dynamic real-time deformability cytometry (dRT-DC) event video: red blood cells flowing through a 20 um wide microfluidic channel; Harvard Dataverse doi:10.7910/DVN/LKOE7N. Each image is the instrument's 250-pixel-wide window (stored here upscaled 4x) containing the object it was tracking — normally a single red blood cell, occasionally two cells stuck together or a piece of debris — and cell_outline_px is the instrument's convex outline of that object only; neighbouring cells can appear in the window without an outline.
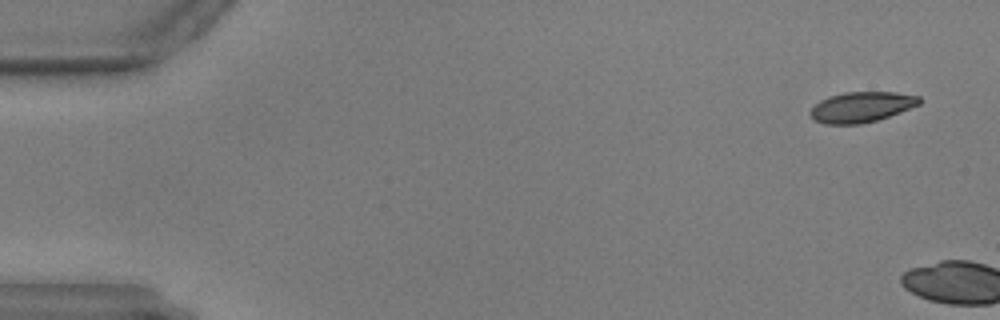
{"species": "common noctule bat (a hibernating species)", "species_latin": "Nyctalus noctula", "temperature_condition": "warm", "stored_images_in_passage": 6, "camera_frame_rate_fps": 3000, "um_per_image_px": 0.085, "animal": {"sex": "male", "body_mass_g": 17.9, "forearm_length_mm": 54.2}, "frame": {"image": 1, "passage_image": 3, "time_ms": 0.667, "image_size_px": [1000, 320], "cell_outline_px": [[920, 104], [900, 112], [876, 120], [860, 124], [824, 124], [812, 120], [808, 112], [820, 100], [828, 96], [844, 92], [896, 92], [920, 96]], "centroid_in_image_um": [73.18, 9.09], "position_along_channel_um": 11.8, "area_um2": 19.42}}